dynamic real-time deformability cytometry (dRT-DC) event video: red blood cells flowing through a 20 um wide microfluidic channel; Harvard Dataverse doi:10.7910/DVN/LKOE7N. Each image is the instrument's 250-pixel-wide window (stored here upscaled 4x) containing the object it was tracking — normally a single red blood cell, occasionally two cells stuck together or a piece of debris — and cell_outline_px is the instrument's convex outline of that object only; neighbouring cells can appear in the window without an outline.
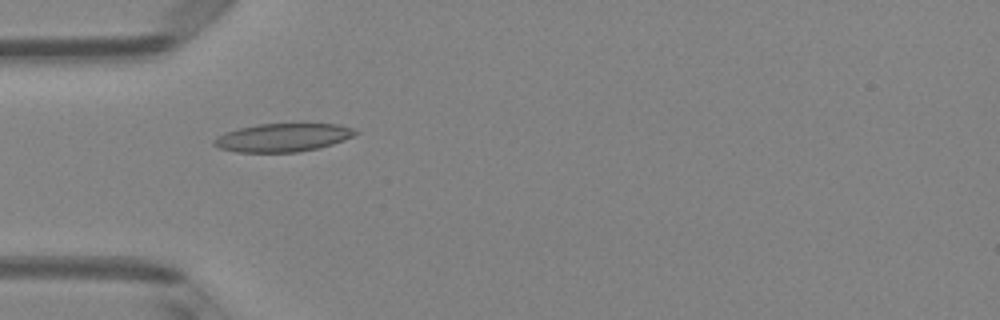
{"species": "Egyptian fruit bat (a non-hibernating species)", "species_latin": "Rousettus aegyptiacus", "temperature_condition": "room temperature", "stored_images_in_passage": 5, "camera_frame_rate_fps": 3000, "um_per_image_px": 0.085, "animal": {"sex": "female"}, "frame": {"image": 1, "passage_image": 4, "time_ms": 1.0, "image_size_px": [1000, 320], "cell_outline_px": [[360, 132], [344, 140], [332, 144], [316, 148], [296, 152], [236, 152], [220, 148], [212, 144], [212, 140], [216, 136], [224, 132], [256, 124], [340, 124], [352, 128]], "centroid_in_image_um": [24.0, 11.69], "position_along_channel_um": 61.0, "area_um2": 23.24}}
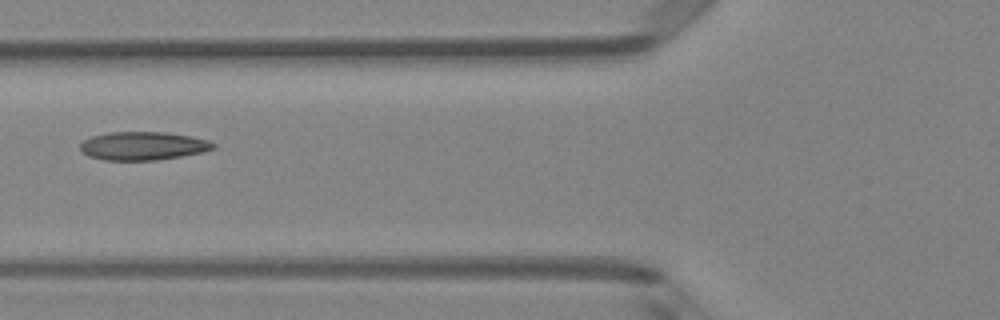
{"frame": {"image": 2, "passage_image": 5, "time_ms": 1.333, "image_size_px": [1000, 320], "cell_outline_px": [[216, 148], [200, 152], [180, 156], [156, 160], [104, 160], [88, 156], [80, 148], [80, 144], [84, 140], [92, 136], [108, 132], [164, 132], [192, 136], [208, 140], [216, 144]], "centroid_in_image_um": [12.16, 12.39], "position_along_channel_um": 113.6, "area_um2": 21.91}}